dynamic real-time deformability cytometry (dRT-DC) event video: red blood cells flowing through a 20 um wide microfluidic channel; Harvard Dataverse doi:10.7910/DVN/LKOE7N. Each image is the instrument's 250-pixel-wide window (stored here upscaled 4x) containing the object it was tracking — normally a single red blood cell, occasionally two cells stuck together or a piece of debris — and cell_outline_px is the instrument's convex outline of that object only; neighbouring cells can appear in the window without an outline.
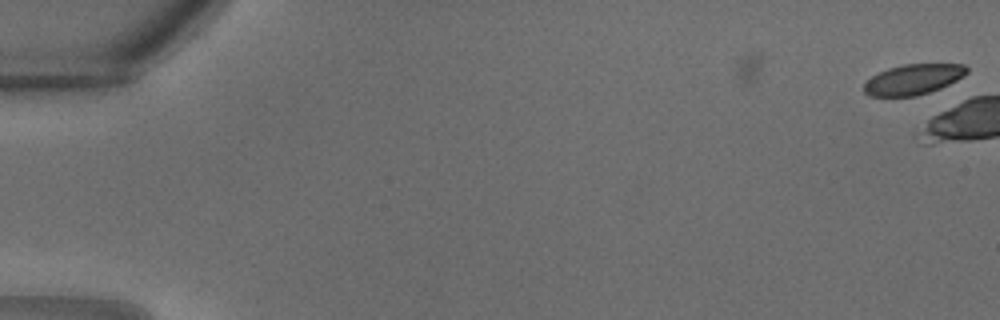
{"species": "common noctule bat (a hibernating species)", "species_latin": "Nyctalus noctula", "temperature_condition": "warm", "stored_images_in_passage": 4, "camera_frame_rate_fps": 3000, "um_per_image_px": 0.085, "animal": {"sex": "male", "body_mass_g": 18.8}, "frame": {"image": 1, "passage_image": 1, "time_ms": 0.0, "image_size_px": [1000, 320], "cell_outline_px": [[968, 72], [964, 76], [940, 88], [916, 96], [868, 96], [864, 92], [864, 84], [872, 76], [888, 68], [904, 64], [964, 64], [968, 68]], "centroid_in_image_um": [77.63, 6.74], "position_along_channel_um": 7.4, "area_um2": 18.09}}